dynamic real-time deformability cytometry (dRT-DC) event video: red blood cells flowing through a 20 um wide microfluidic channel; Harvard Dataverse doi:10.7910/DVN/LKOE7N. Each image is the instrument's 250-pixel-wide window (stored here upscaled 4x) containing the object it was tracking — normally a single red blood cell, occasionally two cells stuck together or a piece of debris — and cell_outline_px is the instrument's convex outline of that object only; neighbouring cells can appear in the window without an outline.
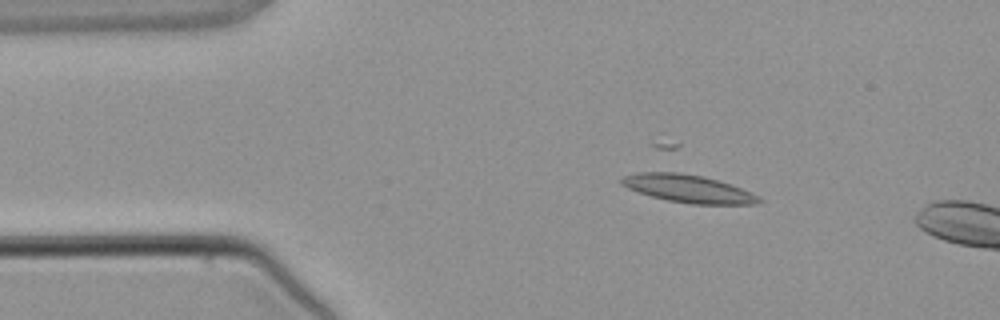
{"species": "common noctule bat (a hibernating species)", "species_latin": "Nyctalus noctula", "temperature_condition": "warm", "stored_images_in_passage": 4, "camera_frame_rate_fps": 3000, "um_per_image_px": 0.085, "animal": {"sex": "male", "body_mass_g": 21.5, "forearm_length_mm": 52.0}, "frame": {"image": 1, "passage_image": 3, "time_ms": 2.333, "image_size_px": [1000, 320], "cell_outline_px": [[764, 200], [756, 204], [692, 204], [668, 200], [652, 196], [628, 188], [620, 184], [620, 180], [624, 176], [636, 172], [680, 172], [704, 176], [740, 188]], "centroid_in_image_um": [58.45, 16.03], "position_along_channel_um": 26.6, "area_um2": 21.91}}